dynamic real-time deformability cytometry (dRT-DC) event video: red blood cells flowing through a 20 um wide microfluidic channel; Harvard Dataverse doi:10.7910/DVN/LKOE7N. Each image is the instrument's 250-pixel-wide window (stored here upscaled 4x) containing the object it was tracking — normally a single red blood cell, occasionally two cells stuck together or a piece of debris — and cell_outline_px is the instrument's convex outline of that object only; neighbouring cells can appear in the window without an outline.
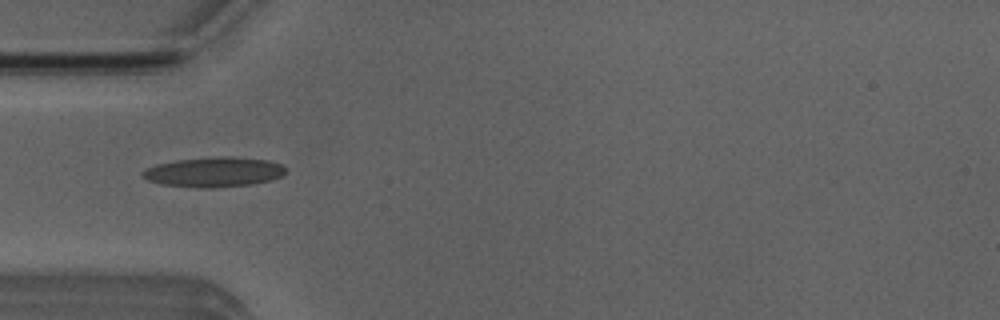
{"species": "Egyptian fruit bat (a non-hibernating species)", "species_latin": "Rousettus aegyptiacus", "temperature_condition": "room temperature", "stored_images_in_passage": 5, "camera_frame_rate_fps": 3000, "um_per_image_px": 0.085, "animal": {"sex": "male"}, "frame": {"image": 1, "passage_image": 4, "time_ms": 4.333, "image_size_px": [1000, 320], "cell_outline_px": [[288, 172], [272, 180], [252, 184], [216, 188], [200, 188], [164, 184], [148, 180], [140, 176], [140, 172], [156, 164], [176, 160], [220, 156], [232, 156], [268, 160], [280, 164]], "centroid_in_image_um": [18.19, 14.62], "position_along_channel_um": 66.8, "area_um2": 25.03}}